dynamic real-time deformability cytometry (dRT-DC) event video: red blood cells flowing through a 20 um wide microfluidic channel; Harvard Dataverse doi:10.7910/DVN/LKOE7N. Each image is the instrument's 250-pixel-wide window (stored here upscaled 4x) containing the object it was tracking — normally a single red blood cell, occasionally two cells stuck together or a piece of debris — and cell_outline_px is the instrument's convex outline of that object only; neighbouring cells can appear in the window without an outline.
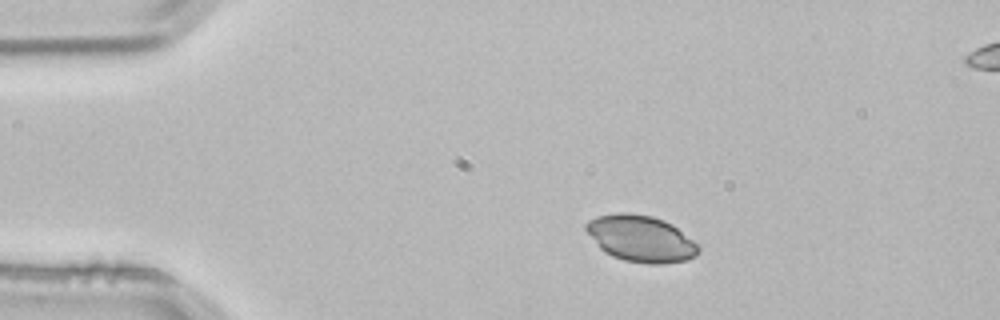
{"species": "common noctule bat (a hibernating species)", "species_latin": "Nyctalus noctula", "temperature_condition": "room temperature", "stored_images_in_passage": 3, "segment_of_instrument_passage": [1, 2], "camera_frame_rate_fps": 3000, "um_per_image_px": 0.085, "animal": {"sex": "male", "body_mass_g": 21.5, "forearm_length_mm": 52.0}, "frame": {"image": 1, "passage_image": 1, "time_ms": 0.0, "image_size_px": [1000, 320], "cell_outline_px": [[700, 252], [696, 256], [688, 260], [660, 264], [648, 264], [624, 260], [612, 256], [604, 252], [600, 248], [584, 228], [584, 224], [588, 220], [596, 216], [616, 212], [628, 212], [652, 216], [664, 220], [672, 224], [692, 240], [700, 248]], "centroid_in_image_um": [54.45, 20.27], "position_along_channel_um": 30.5, "area_um2": 30.58}}